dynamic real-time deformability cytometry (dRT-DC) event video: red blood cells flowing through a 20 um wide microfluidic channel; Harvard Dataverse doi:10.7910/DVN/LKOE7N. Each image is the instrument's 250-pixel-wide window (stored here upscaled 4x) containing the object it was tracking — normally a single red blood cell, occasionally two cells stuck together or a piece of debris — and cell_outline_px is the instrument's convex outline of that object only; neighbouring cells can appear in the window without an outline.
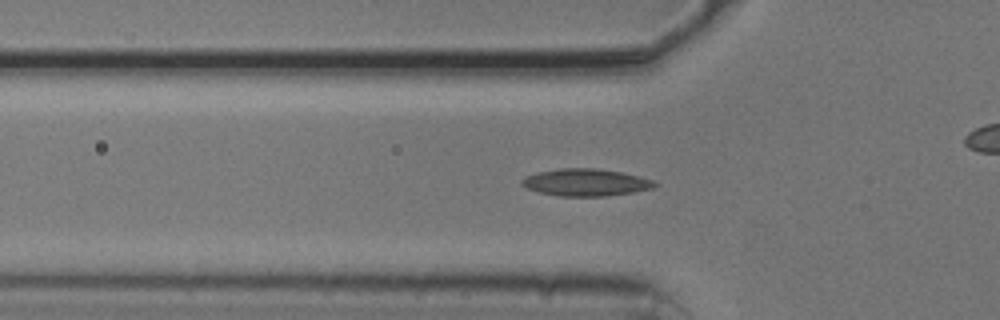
{"species": "common noctule bat (a hibernating species)", "species_latin": "Nyctalus noctula", "temperature_condition": "cold", "stored_images_in_passage": 44, "camera_frame_rate_fps": 3000, "um_per_image_px": 0.085, "animal": {"sex": "male", "body_mass_g": 20.5, "forearm_length_mm": 52.5}, "frame": {"image": 1, "passage_image": 18, "time_ms": 5.667, "image_size_px": [1000, 320], "cell_outline_px": [[660, 184], [652, 188], [632, 192], [604, 196], [560, 196], [540, 192], [528, 188], [520, 184], [520, 180], [524, 176], [536, 172], [560, 168], [596, 168], [620, 172], [640, 176], [652, 180]], "centroid_in_image_um": [49.76, 15.49], "position_along_channel_um": 76.0, "area_um2": 21.04}}
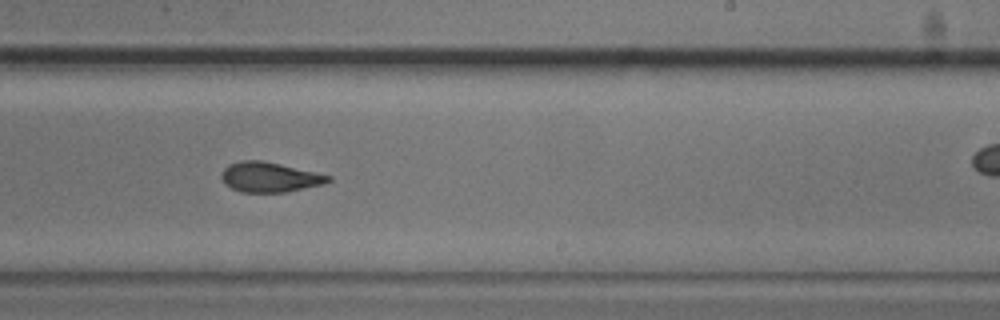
{"frame": {"image": 2, "passage_image": 33, "time_ms": 10.667, "image_size_px": [1000, 320], "cell_outline_px": [[332, 180], [324, 184], [284, 192], [240, 192], [224, 184], [220, 176], [224, 168], [228, 164], [244, 160], [260, 160], [280, 164], [332, 176]], "centroid_in_image_um": [22.89, 15.06], "position_along_channel_um": 266.1, "area_um2": 18.55}}
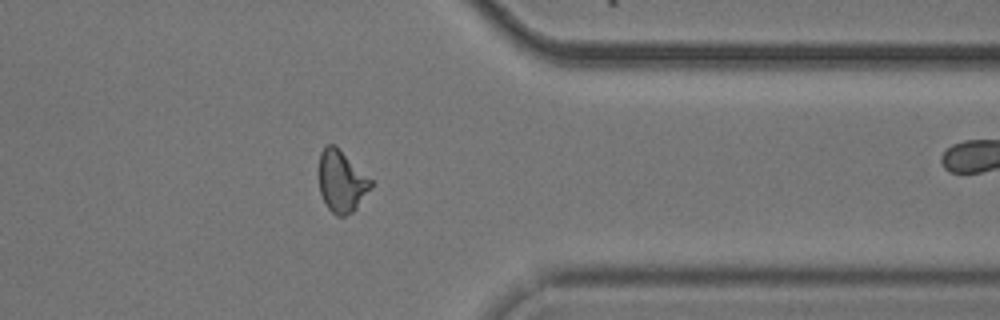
{"frame": {"image": 3, "passage_image": 43, "time_ms": 14.0, "image_size_px": [1000, 320], "cell_outline_px": [[372, 184], [356, 208], [352, 212], [344, 216], [336, 216], [328, 208], [320, 192], [320, 152], [328, 144], [336, 144], [372, 180]], "centroid_in_image_um": [29.03, 15.39], "position_along_channel_um": 382.4, "area_um2": 18.38}}